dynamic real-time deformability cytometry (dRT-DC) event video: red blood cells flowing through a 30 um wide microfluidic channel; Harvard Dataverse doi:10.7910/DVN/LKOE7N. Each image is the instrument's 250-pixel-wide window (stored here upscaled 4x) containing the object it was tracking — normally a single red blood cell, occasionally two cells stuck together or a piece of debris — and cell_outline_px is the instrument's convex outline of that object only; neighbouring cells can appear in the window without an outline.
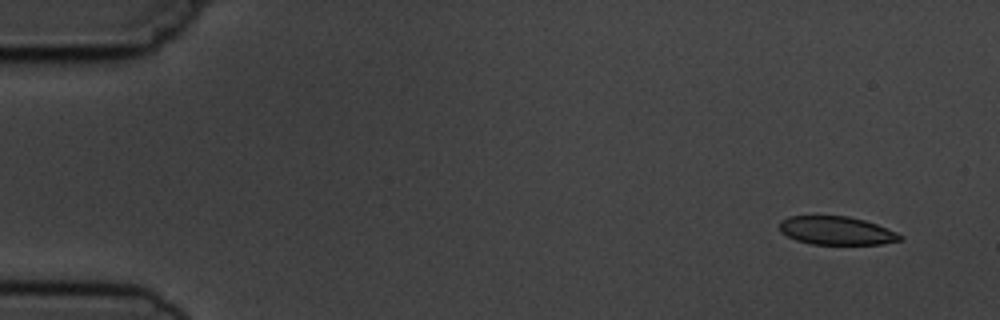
{"species": "common noctule bat (a hibernating species)", "species_latin": "Nyctalus noctula", "temperature_condition": "cold", "stored_images_in_passage": 7, "camera_frame_rate_fps": 3000, "um_per_image_px": 0.085, "animal": {"sex": "male", "body_mass_g": 19.5, "forearm_length_mm": 54.6}, "frame": {"image": 1, "passage_image": 1, "time_ms": 0.0, "image_size_px": [1000, 320], "cell_outline_px": [[904, 236], [900, 240], [880, 244], [812, 244], [796, 240], [780, 232], [780, 220], [788, 216], [848, 216], [864, 220], [876, 224], [896, 232]], "centroid_in_image_um": [71.08, 19.6], "position_along_channel_um": 13.9, "area_um2": 19.83}}
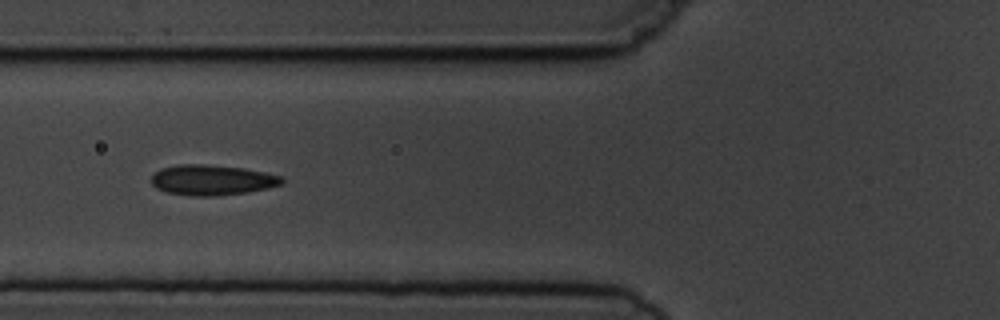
{"frame": {"image": 2, "passage_image": 6, "time_ms": 5.667, "image_size_px": [1000, 320], "cell_outline_px": [[284, 180], [280, 184], [268, 188], [248, 192], [216, 196], [192, 196], [168, 192], [156, 188], [152, 184], [152, 176], [160, 168], [180, 164], [204, 164], [244, 168], [264, 172], [280, 176]], "centroid_in_image_um": [18.01, 15.3], "position_along_channel_um": 107.8, "area_um2": 23.0}}
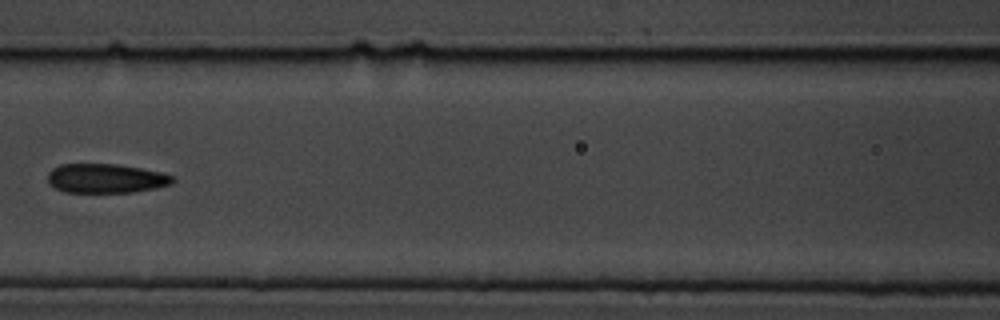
{"frame": {"image": 3, "passage_image": 7, "time_ms": 7.0, "image_size_px": [1000, 320], "cell_outline_px": [[176, 180], [172, 184], [156, 188], [132, 192], [64, 192], [48, 184], [48, 172], [52, 168], [60, 164], [116, 164], [140, 168], [160, 172], [172, 176]], "centroid_in_image_um": [8.98, 15.16], "position_along_channel_um": 157.6, "area_um2": 21.33}}